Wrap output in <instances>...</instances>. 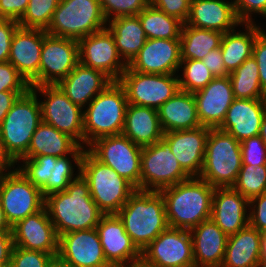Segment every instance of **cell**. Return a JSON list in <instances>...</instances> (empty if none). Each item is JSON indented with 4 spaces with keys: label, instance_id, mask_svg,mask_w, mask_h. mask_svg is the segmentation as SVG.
Returning <instances> with one entry per match:
<instances>
[{
    "label": "cell",
    "instance_id": "cell-1",
    "mask_svg": "<svg viewBox=\"0 0 266 267\" xmlns=\"http://www.w3.org/2000/svg\"><path fill=\"white\" fill-rule=\"evenodd\" d=\"M44 207L58 236L96 228L105 215L93 201L88 182L81 174L65 191L46 196Z\"/></svg>",
    "mask_w": 266,
    "mask_h": 267
},
{
    "label": "cell",
    "instance_id": "cell-2",
    "mask_svg": "<svg viewBox=\"0 0 266 267\" xmlns=\"http://www.w3.org/2000/svg\"><path fill=\"white\" fill-rule=\"evenodd\" d=\"M214 189L200 177H190L161 189L168 226L190 230L210 219Z\"/></svg>",
    "mask_w": 266,
    "mask_h": 267
},
{
    "label": "cell",
    "instance_id": "cell-3",
    "mask_svg": "<svg viewBox=\"0 0 266 267\" xmlns=\"http://www.w3.org/2000/svg\"><path fill=\"white\" fill-rule=\"evenodd\" d=\"M116 215L140 252L169 227L160 191L136 190Z\"/></svg>",
    "mask_w": 266,
    "mask_h": 267
},
{
    "label": "cell",
    "instance_id": "cell-4",
    "mask_svg": "<svg viewBox=\"0 0 266 267\" xmlns=\"http://www.w3.org/2000/svg\"><path fill=\"white\" fill-rule=\"evenodd\" d=\"M128 106L124 87L113 81L101 91L84 110V144L122 134Z\"/></svg>",
    "mask_w": 266,
    "mask_h": 267
},
{
    "label": "cell",
    "instance_id": "cell-5",
    "mask_svg": "<svg viewBox=\"0 0 266 267\" xmlns=\"http://www.w3.org/2000/svg\"><path fill=\"white\" fill-rule=\"evenodd\" d=\"M80 174L88 182L93 201L105 215L116 214L137 190L87 149L81 159Z\"/></svg>",
    "mask_w": 266,
    "mask_h": 267
},
{
    "label": "cell",
    "instance_id": "cell-6",
    "mask_svg": "<svg viewBox=\"0 0 266 267\" xmlns=\"http://www.w3.org/2000/svg\"><path fill=\"white\" fill-rule=\"evenodd\" d=\"M42 122L37 92L20 96L0 124V137L7 153L16 162L27 153L32 136Z\"/></svg>",
    "mask_w": 266,
    "mask_h": 267
},
{
    "label": "cell",
    "instance_id": "cell-7",
    "mask_svg": "<svg viewBox=\"0 0 266 267\" xmlns=\"http://www.w3.org/2000/svg\"><path fill=\"white\" fill-rule=\"evenodd\" d=\"M241 167L240 142L227 132L210 128L199 177L214 187H232Z\"/></svg>",
    "mask_w": 266,
    "mask_h": 267
},
{
    "label": "cell",
    "instance_id": "cell-8",
    "mask_svg": "<svg viewBox=\"0 0 266 267\" xmlns=\"http://www.w3.org/2000/svg\"><path fill=\"white\" fill-rule=\"evenodd\" d=\"M106 24L99 0H60L45 31L79 41L105 29Z\"/></svg>",
    "mask_w": 266,
    "mask_h": 267
},
{
    "label": "cell",
    "instance_id": "cell-9",
    "mask_svg": "<svg viewBox=\"0 0 266 267\" xmlns=\"http://www.w3.org/2000/svg\"><path fill=\"white\" fill-rule=\"evenodd\" d=\"M189 178L163 139L142 147L140 190L160 191Z\"/></svg>",
    "mask_w": 266,
    "mask_h": 267
},
{
    "label": "cell",
    "instance_id": "cell-10",
    "mask_svg": "<svg viewBox=\"0 0 266 267\" xmlns=\"http://www.w3.org/2000/svg\"><path fill=\"white\" fill-rule=\"evenodd\" d=\"M88 151L140 190L141 146L125 135L118 134L95 140L89 145Z\"/></svg>",
    "mask_w": 266,
    "mask_h": 267
},
{
    "label": "cell",
    "instance_id": "cell-11",
    "mask_svg": "<svg viewBox=\"0 0 266 267\" xmlns=\"http://www.w3.org/2000/svg\"><path fill=\"white\" fill-rule=\"evenodd\" d=\"M46 100L40 102L42 121L69 135L80 146H84V111L74 104L57 85L31 87ZM83 144H82V143ZM82 144V145H81Z\"/></svg>",
    "mask_w": 266,
    "mask_h": 267
},
{
    "label": "cell",
    "instance_id": "cell-12",
    "mask_svg": "<svg viewBox=\"0 0 266 267\" xmlns=\"http://www.w3.org/2000/svg\"><path fill=\"white\" fill-rule=\"evenodd\" d=\"M178 78L172 74L140 73L127 66L118 82L125 89L128 104L158 109L180 90Z\"/></svg>",
    "mask_w": 266,
    "mask_h": 267
},
{
    "label": "cell",
    "instance_id": "cell-13",
    "mask_svg": "<svg viewBox=\"0 0 266 267\" xmlns=\"http://www.w3.org/2000/svg\"><path fill=\"white\" fill-rule=\"evenodd\" d=\"M0 202L11 226L44 208L41 189L31 183L16 168L0 177Z\"/></svg>",
    "mask_w": 266,
    "mask_h": 267
},
{
    "label": "cell",
    "instance_id": "cell-14",
    "mask_svg": "<svg viewBox=\"0 0 266 267\" xmlns=\"http://www.w3.org/2000/svg\"><path fill=\"white\" fill-rule=\"evenodd\" d=\"M148 267H195L190 231L168 227L142 252Z\"/></svg>",
    "mask_w": 266,
    "mask_h": 267
},
{
    "label": "cell",
    "instance_id": "cell-15",
    "mask_svg": "<svg viewBox=\"0 0 266 267\" xmlns=\"http://www.w3.org/2000/svg\"><path fill=\"white\" fill-rule=\"evenodd\" d=\"M23 166L18 169L36 187L41 189L44 198L51 194L65 191L73 177L74 168L67 156L55 157L51 155L35 158H22Z\"/></svg>",
    "mask_w": 266,
    "mask_h": 267
},
{
    "label": "cell",
    "instance_id": "cell-16",
    "mask_svg": "<svg viewBox=\"0 0 266 267\" xmlns=\"http://www.w3.org/2000/svg\"><path fill=\"white\" fill-rule=\"evenodd\" d=\"M79 63L77 40L58 37L43 30L40 61V85H57Z\"/></svg>",
    "mask_w": 266,
    "mask_h": 267
},
{
    "label": "cell",
    "instance_id": "cell-17",
    "mask_svg": "<svg viewBox=\"0 0 266 267\" xmlns=\"http://www.w3.org/2000/svg\"><path fill=\"white\" fill-rule=\"evenodd\" d=\"M79 62L84 66L106 74L112 81H118L127 65L118 54L111 32L105 28L78 41Z\"/></svg>",
    "mask_w": 266,
    "mask_h": 267
},
{
    "label": "cell",
    "instance_id": "cell-18",
    "mask_svg": "<svg viewBox=\"0 0 266 267\" xmlns=\"http://www.w3.org/2000/svg\"><path fill=\"white\" fill-rule=\"evenodd\" d=\"M43 29L18 27L13 34L8 61L31 87L40 86Z\"/></svg>",
    "mask_w": 266,
    "mask_h": 267
},
{
    "label": "cell",
    "instance_id": "cell-19",
    "mask_svg": "<svg viewBox=\"0 0 266 267\" xmlns=\"http://www.w3.org/2000/svg\"><path fill=\"white\" fill-rule=\"evenodd\" d=\"M58 255L72 267H111L96 228L59 236Z\"/></svg>",
    "mask_w": 266,
    "mask_h": 267
},
{
    "label": "cell",
    "instance_id": "cell-20",
    "mask_svg": "<svg viewBox=\"0 0 266 267\" xmlns=\"http://www.w3.org/2000/svg\"><path fill=\"white\" fill-rule=\"evenodd\" d=\"M181 64L180 39H147L128 67L146 74H172Z\"/></svg>",
    "mask_w": 266,
    "mask_h": 267
},
{
    "label": "cell",
    "instance_id": "cell-21",
    "mask_svg": "<svg viewBox=\"0 0 266 267\" xmlns=\"http://www.w3.org/2000/svg\"><path fill=\"white\" fill-rule=\"evenodd\" d=\"M12 235L14 246L58 254L59 236L45 207L12 226Z\"/></svg>",
    "mask_w": 266,
    "mask_h": 267
},
{
    "label": "cell",
    "instance_id": "cell-22",
    "mask_svg": "<svg viewBox=\"0 0 266 267\" xmlns=\"http://www.w3.org/2000/svg\"><path fill=\"white\" fill-rule=\"evenodd\" d=\"M209 131V127L200 126L164 133L163 140L190 177H199L201 173Z\"/></svg>",
    "mask_w": 266,
    "mask_h": 267
},
{
    "label": "cell",
    "instance_id": "cell-23",
    "mask_svg": "<svg viewBox=\"0 0 266 267\" xmlns=\"http://www.w3.org/2000/svg\"><path fill=\"white\" fill-rule=\"evenodd\" d=\"M104 256L112 265L131 264L141 260V252L126 233L116 214L104 215L96 227Z\"/></svg>",
    "mask_w": 266,
    "mask_h": 267
},
{
    "label": "cell",
    "instance_id": "cell-24",
    "mask_svg": "<svg viewBox=\"0 0 266 267\" xmlns=\"http://www.w3.org/2000/svg\"><path fill=\"white\" fill-rule=\"evenodd\" d=\"M199 122L202 126L218 128L234 101L229 76L215 77L206 87L193 93Z\"/></svg>",
    "mask_w": 266,
    "mask_h": 267
},
{
    "label": "cell",
    "instance_id": "cell-25",
    "mask_svg": "<svg viewBox=\"0 0 266 267\" xmlns=\"http://www.w3.org/2000/svg\"><path fill=\"white\" fill-rule=\"evenodd\" d=\"M247 207L249 200L232 187H215L211 219L230 236L249 224Z\"/></svg>",
    "mask_w": 266,
    "mask_h": 267
},
{
    "label": "cell",
    "instance_id": "cell-26",
    "mask_svg": "<svg viewBox=\"0 0 266 267\" xmlns=\"http://www.w3.org/2000/svg\"><path fill=\"white\" fill-rule=\"evenodd\" d=\"M265 113L266 99L235 98L218 129L229 133L236 140L242 142L259 135L261 121Z\"/></svg>",
    "mask_w": 266,
    "mask_h": 267
},
{
    "label": "cell",
    "instance_id": "cell-27",
    "mask_svg": "<svg viewBox=\"0 0 266 267\" xmlns=\"http://www.w3.org/2000/svg\"><path fill=\"white\" fill-rule=\"evenodd\" d=\"M85 149L69 135L58 131L55 127L43 121L35 130L28 151L23 158L51 155L63 157L70 154L80 171L81 159Z\"/></svg>",
    "mask_w": 266,
    "mask_h": 267
},
{
    "label": "cell",
    "instance_id": "cell-28",
    "mask_svg": "<svg viewBox=\"0 0 266 267\" xmlns=\"http://www.w3.org/2000/svg\"><path fill=\"white\" fill-rule=\"evenodd\" d=\"M189 231L195 267H221L229 236L211 218Z\"/></svg>",
    "mask_w": 266,
    "mask_h": 267
},
{
    "label": "cell",
    "instance_id": "cell-29",
    "mask_svg": "<svg viewBox=\"0 0 266 267\" xmlns=\"http://www.w3.org/2000/svg\"><path fill=\"white\" fill-rule=\"evenodd\" d=\"M186 24L223 34L235 30V27L240 24L243 25L236 15L233 2L225 0H191Z\"/></svg>",
    "mask_w": 266,
    "mask_h": 267
},
{
    "label": "cell",
    "instance_id": "cell-30",
    "mask_svg": "<svg viewBox=\"0 0 266 267\" xmlns=\"http://www.w3.org/2000/svg\"><path fill=\"white\" fill-rule=\"evenodd\" d=\"M113 81L103 72L84 66L80 62L57 86L82 109Z\"/></svg>",
    "mask_w": 266,
    "mask_h": 267
},
{
    "label": "cell",
    "instance_id": "cell-31",
    "mask_svg": "<svg viewBox=\"0 0 266 267\" xmlns=\"http://www.w3.org/2000/svg\"><path fill=\"white\" fill-rule=\"evenodd\" d=\"M122 134L141 147L162 140L164 131L157 109L128 104Z\"/></svg>",
    "mask_w": 266,
    "mask_h": 267
},
{
    "label": "cell",
    "instance_id": "cell-32",
    "mask_svg": "<svg viewBox=\"0 0 266 267\" xmlns=\"http://www.w3.org/2000/svg\"><path fill=\"white\" fill-rule=\"evenodd\" d=\"M157 111L164 133L202 126L199 122L193 93L179 90Z\"/></svg>",
    "mask_w": 266,
    "mask_h": 267
},
{
    "label": "cell",
    "instance_id": "cell-33",
    "mask_svg": "<svg viewBox=\"0 0 266 267\" xmlns=\"http://www.w3.org/2000/svg\"><path fill=\"white\" fill-rule=\"evenodd\" d=\"M263 233L249 224L228 237L221 267H257Z\"/></svg>",
    "mask_w": 266,
    "mask_h": 267
},
{
    "label": "cell",
    "instance_id": "cell-34",
    "mask_svg": "<svg viewBox=\"0 0 266 267\" xmlns=\"http://www.w3.org/2000/svg\"><path fill=\"white\" fill-rule=\"evenodd\" d=\"M106 27L114 37L117 51L122 61L128 66L137 56L147 40L139 17L126 16L108 20Z\"/></svg>",
    "mask_w": 266,
    "mask_h": 267
},
{
    "label": "cell",
    "instance_id": "cell-35",
    "mask_svg": "<svg viewBox=\"0 0 266 267\" xmlns=\"http://www.w3.org/2000/svg\"><path fill=\"white\" fill-rule=\"evenodd\" d=\"M245 27L246 32L236 33V30H233L223 34L220 48L226 71L229 74L252 56L254 41L262 31L260 26L254 23H246Z\"/></svg>",
    "mask_w": 266,
    "mask_h": 267
},
{
    "label": "cell",
    "instance_id": "cell-36",
    "mask_svg": "<svg viewBox=\"0 0 266 267\" xmlns=\"http://www.w3.org/2000/svg\"><path fill=\"white\" fill-rule=\"evenodd\" d=\"M223 33L183 24L180 36L181 60H202L211 50L219 48Z\"/></svg>",
    "mask_w": 266,
    "mask_h": 267
},
{
    "label": "cell",
    "instance_id": "cell-37",
    "mask_svg": "<svg viewBox=\"0 0 266 267\" xmlns=\"http://www.w3.org/2000/svg\"><path fill=\"white\" fill-rule=\"evenodd\" d=\"M147 39H180L183 22L148 5L138 15Z\"/></svg>",
    "mask_w": 266,
    "mask_h": 267
},
{
    "label": "cell",
    "instance_id": "cell-38",
    "mask_svg": "<svg viewBox=\"0 0 266 267\" xmlns=\"http://www.w3.org/2000/svg\"><path fill=\"white\" fill-rule=\"evenodd\" d=\"M233 94L238 99H266L259 80V67L251 56L229 75Z\"/></svg>",
    "mask_w": 266,
    "mask_h": 267
},
{
    "label": "cell",
    "instance_id": "cell-39",
    "mask_svg": "<svg viewBox=\"0 0 266 267\" xmlns=\"http://www.w3.org/2000/svg\"><path fill=\"white\" fill-rule=\"evenodd\" d=\"M232 188L248 200L266 192V165L242 164Z\"/></svg>",
    "mask_w": 266,
    "mask_h": 267
},
{
    "label": "cell",
    "instance_id": "cell-40",
    "mask_svg": "<svg viewBox=\"0 0 266 267\" xmlns=\"http://www.w3.org/2000/svg\"><path fill=\"white\" fill-rule=\"evenodd\" d=\"M60 0H29L27 9L18 21L19 27L46 30Z\"/></svg>",
    "mask_w": 266,
    "mask_h": 267
},
{
    "label": "cell",
    "instance_id": "cell-41",
    "mask_svg": "<svg viewBox=\"0 0 266 267\" xmlns=\"http://www.w3.org/2000/svg\"><path fill=\"white\" fill-rule=\"evenodd\" d=\"M183 64V78H178L179 89L182 91L195 93L202 90L215 78L202 60H181V68Z\"/></svg>",
    "mask_w": 266,
    "mask_h": 267
},
{
    "label": "cell",
    "instance_id": "cell-42",
    "mask_svg": "<svg viewBox=\"0 0 266 267\" xmlns=\"http://www.w3.org/2000/svg\"><path fill=\"white\" fill-rule=\"evenodd\" d=\"M103 15L108 19L136 16L149 5V0H99ZM110 16L112 18H110Z\"/></svg>",
    "mask_w": 266,
    "mask_h": 267
},
{
    "label": "cell",
    "instance_id": "cell-43",
    "mask_svg": "<svg viewBox=\"0 0 266 267\" xmlns=\"http://www.w3.org/2000/svg\"><path fill=\"white\" fill-rule=\"evenodd\" d=\"M53 255L14 246L10 267H47Z\"/></svg>",
    "mask_w": 266,
    "mask_h": 267
},
{
    "label": "cell",
    "instance_id": "cell-44",
    "mask_svg": "<svg viewBox=\"0 0 266 267\" xmlns=\"http://www.w3.org/2000/svg\"><path fill=\"white\" fill-rule=\"evenodd\" d=\"M30 84L9 62H0V92L2 91H29Z\"/></svg>",
    "mask_w": 266,
    "mask_h": 267
},
{
    "label": "cell",
    "instance_id": "cell-45",
    "mask_svg": "<svg viewBox=\"0 0 266 267\" xmlns=\"http://www.w3.org/2000/svg\"><path fill=\"white\" fill-rule=\"evenodd\" d=\"M242 164L266 165V146L259 135L240 142Z\"/></svg>",
    "mask_w": 266,
    "mask_h": 267
},
{
    "label": "cell",
    "instance_id": "cell-46",
    "mask_svg": "<svg viewBox=\"0 0 266 267\" xmlns=\"http://www.w3.org/2000/svg\"><path fill=\"white\" fill-rule=\"evenodd\" d=\"M149 4L184 24L190 14L191 0H149Z\"/></svg>",
    "mask_w": 266,
    "mask_h": 267
},
{
    "label": "cell",
    "instance_id": "cell-47",
    "mask_svg": "<svg viewBox=\"0 0 266 267\" xmlns=\"http://www.w3.org/2000/svg\"><path fill=\"white\" fill-rule=\"evenodd\" d=\"M236 15L242 24H251V14L260 13L266 17V0H234ZM253 12V13H252Z\"/></svg>",
    "mask_w": 266,
    "mask_h": 267
},
{
    "label": "cell",
    "instance_id": "cell-48",
    "mask_svg": "<svg viewBox=\"0 0 266 267\" xmlns=\"http://www.w3.org/2000/svg\"><path fill=\"white\" fill-rule=\"evenodd\" d=\"M249 225L261 233H266V192L249 199ZM252 211V212H251Z\"/></svg>",
    "mask_w": 266,
    "mask_h": 267
},
{
    "label": "cell",
    "instance_id": "cell-49",
    "mask_svg": "<svg viewBox=\"0 0 266 267\" xmlns=\"http://www.w3.org/2000/svg\"><path fill=\"white\" fill-rule=\"evenodd\" d=\"M252 56L258 64L260 85L266 95V32L264 29L256 36Z\"/></svg>",
    "mask_w": 266,
    "mask_h": 267
},
{
    "label": "cell",
    "instance_id": "cell-50",
    "mask_svg": "<svg viewBox=\"0 0 266 267\" xmlns=\"http://www.w3.org/2000/svg\"><path fill=\"white\" fill-rule=\"evenodd\" d=\"M18 27V21L0 18V62L8 61L13 34Z\"/></svg>",
    "mask_w": 266,
    "mask_h": 267
},
{
    "label": "cell",
    "instance_id": "cell-51",
    "mask_svg": "<svg viewBox=\"0 0 266 267\" xmlns=\"http://www.w3.org/2000/svg\"><path fill=\"white\" fill-rule=\"evenodd\" d=\"M29 0H0V18L19 21L25 13Z\"/></svg>",
    "mask_w": 266,
    "mask_h": 267
},
{
    "label": "cell",
    "instance_id": "cell-52",
    "mask_svg": "<svg viewBox=\"0 0 266 267\" xmlns=\"http://www.w3.org/2000/svg\"><path fill=\"white\" fill-rule=\"evenodd\" d=\"M206 68H208L214 77H226L229 73L226 71L223 57L221 54V48L211 50L202 59Z\"/></svg>",
    "mask_w": 266,
    "mask_h": 267
},
{
    "label": "cell",
    "instance_id": "cell-53",
    "mask_svg": "<svg viewBox=\"0 0 266 267\" xmlns=\"http://www.w3.org/2000/svg\"><path fill=\"white\" fill-rule=\"evenodd\" d=\"M13 248L12 232H0V267H10Z\"/></svg>",
    "mask_w": 266,
    "mask_h": 267
},
{
    "label": "cell",
    "instance_id": "cell-54",
    "mask_svg": "<svg viewBox=\"0 0 266 267\" xmlns=\"http://www.w3.org/2000/svg\"><path fill=\"white\" fill-rule=\"evenodd\" d=\"M28 91H2L0 92V124L12 108L17 99Z\"/></svg>",
    "mask_w": 266,
    "mask_h": 267
},
{
    "label": "cell",
    "instance_id": "cell-55",
    "mask_svg": "<svg viewBox=\"0 0 266 267\" xmlns=\"http://www.w3.org/2000/svg\"><path fill=\"white\" fill-rule=\"evenodd\" d=\"M15 163L16 162L13 160V158L7 153L0 137V177L13 172L14 170H10L8 173H6L7 169L9 170L10 167L12 168L15 166Z\"/></svg>",
    "mask_w": 266,
    "mask_h": 267
},
{
    "label": "cell",
    "instance_id": "cell-56",
    "mask_svg": "<svg viewBox=\"0 0 266 267\" xmlns=\"http://www.w3.org/2000/svg\"><path fill=\"white\" fill-rule=\"evenodd\" d=\"M0 232H12V226L9 224L5 212L2 209V204L0 202Z\"/></svg>",
    "mask_w": 266,
    "mask_h": 267
},
{
    "label": "cell",
    "instance_id": "cell-57",
    "mask_svg": "<svg viewBox=\"0 0 266 267\" xmlns=\"http://www.w3.org/2000/svg\"><path fill=\"white\" fill-rule=\"evenodd\" d=\"M47 267H72L66 260L61 258L58 254L51 257Z\"/></svg>",
    "mask_w": 266,
    "mask_h": 267
},
{
    "label": "cell",
    "instance_id": "cell-58",
    "mask_svg": "<svg viewBox=\"0 0 266 267\" xmlns=\"http://www.w3.org/2000/svg\"><path fill=\"white\" fill-rule=\"evenodd\" d=\"M259 136L261 137L263 143L266 146V113L263 116L262 121H261Z\"/></svg>",
    "mask_w": 266,
    "mask_h": 267
},
{
    "label": "cell",
    "instance_id": "cell-59",
    "mask_svg": "<svg viewBox=\"0 0 266 267\" xmlns=\"http://www.w3.org/2000/svg\"><path fill=\"white\" fill-rule=\"evenodd\" d=\"M111 267H148L142 260L131 263V264H122V265H112Z\"/></svg>",
    "mask_w": 266,
    "mask_h": 267
},
{
    "label": "cell",
    "instance_id": "cell-60",
    "mask_svg": "<svg viewBox=\"0 0 266 267\" xmlns=\"http://www.w3.org/2000/svg\"><path fill=\"white\" fill-rule=\"evenodd\" d=\"M260 259H266V233H263Z\"/></svg>",
    "mask_w": 266,
    "mask_h": 267
},
{
    "label": "cell",
    "instance_id": "cell-61",
    "mask_svg": "<svg viewBox=\"0 0 266 267\" xmlns=\"http://www.w3.org/2000/svg\"><path fill=\"white\" fill-rule=\"evenodd\" d=\"M257 267H266V259H260Z\"/></svg>",
    "mask_w": 266,
    "mask_h": 267
}]
</instances>
